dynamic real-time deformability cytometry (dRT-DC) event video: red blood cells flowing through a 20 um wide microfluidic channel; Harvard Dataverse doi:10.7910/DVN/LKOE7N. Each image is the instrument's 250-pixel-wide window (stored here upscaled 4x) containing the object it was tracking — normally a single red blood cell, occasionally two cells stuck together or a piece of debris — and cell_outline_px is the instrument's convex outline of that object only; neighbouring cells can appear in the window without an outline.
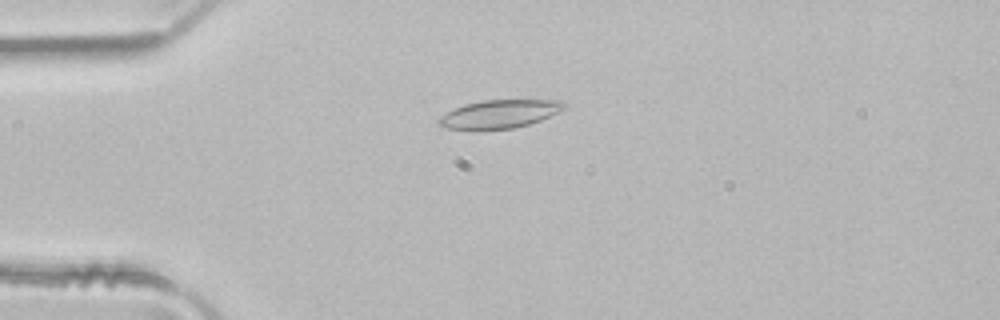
{"species": "common noctule bat (a hibernating species)", "species_latin": "Nyctalus noctula", "temperature_condition": "room temperature", "stored_images_in_passage": 3, "camera_frame_rate_fps": 3000, "um_per_image_px": 0.085, "animal": {"sex": "male", "body_mass_g": 21.5, "forearm_length_mm": 52.0}, "frame": {"image": 1, "passage_image": 1, "time_ms": 0.0, "image_size_px": [1000, 320], "cell_outline_px": [[564, 108], [560, 112], [540, 120], [528, 124], [512, 128], [476, 132], [472, 132], [448, 128], [436, 124], [436, 120], [440, 116], [464, 104], [484, 100], [560, 100], [564, 104]], "centroid_in_image_um": [42.38, 9.73], "position_along_channel_um": 42.6, "area_um2": 21.1}}
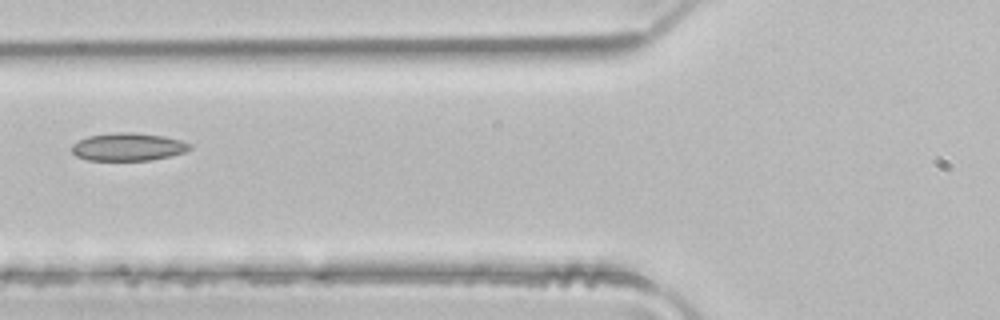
{"frame": {"image": 2, "passage_image": 3, "time_ms": 0.667, "image_size_px": [1000, 320], "cell_outline_px": [[192, 148], [188, 152], [152, 160], [88, 160], [76, 156], [72, 152], [72, 144], [88, 136], [116, 132], [136, 132], [164, 136], [180, 140], [192, 144]], "centroid_in_image_um": [10.93, 12.48], "position_along_channel_um": 114.9, "area_um2": 19.31}}